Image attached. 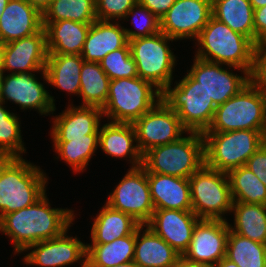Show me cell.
Returning <instances> with one entry per match:
<instances>
[{
	"mask_svg": "<svg viewBox=\"0 0 266 267\" xmlns=\"http://www.w3.org/2000/svg\"><path fill=\"white\" fill-rule=\"evenodd\" d=\"M130 16L131 18L133 17L132 24L137 31L126 29L124 27L128 41L160 32V19H158L149 9L143 7L139 2L128 11L124 20Z\"/></svg>",
	"mask_w": 266,
	"mask_h": 267,
	"instance_id": "39",
	"label": "cell"
},
{
	"mask_svg": "<svg viewBox=\"0 0 266 267\" xmlns=\"http://www.w3.org/2000/svg\"><path fill=\"white\" fill-rule=\"evenodd\" d=\"M46 174L22 157L0 158V219L29 207L46 193Z\"/></svg>",
	"mask_w": 266,
	"mask_h": 267,
	"instance_id": "3",
	"label": "cell"
},
{
	"mask_svg": "<svg viewBox=\"0 0 266 267\" xmlns=\"http://www.w3.org/2000/svg\"><path fill=\"white\" fill-rule=\"evenodd\" d=\"M8 2H9V0H0V17L2 15L4 9L6 8Z\"/></svg>",
	"mask_w": 266,
	"mask_h": 267,
	"instance_id": "51",
	"label": "cell"
},
{
	"mask_svg": "<svg viewBox=\"0 0 266 267\" xmlns=\"http://www.w3.org/2000/svg\"><path fill=\"white\" fill-rule=\"evenodd\" d=\"M255 45L266 41V6L254 9Z\"/></svg>",
	"mask_w": 266,
	"mask_h": 267,
	"instance_id": "43",
	"label": "cell"
},
{
	"mask_svg": "<svg viewBox=\"0 0 266 267\" xmlns=\"http://www.w3.org/2000/svg\"><path fill=\"white\" fill-rule=\"evenodd\" d=\"M138 2L149 9L158 19H161L176 0H138Z\"/></svg>",
	"mask_w": 266,
	"mask_h": 267,
	"instance_id": "44",
	"label": "cell"
},
{
	"mask_svg": "<svg viewBox=\"0 0 266 267\" xmlns=\"http://www.w3.org/2000/svg\"><path fill=\"white\" fill-rule=\"evenodd\" d=\"M262 145L265 147L266 149V130L265 132L262 134Z\"/></svg>",
	"mask_w": 266,
	"mask_h": 267,
	"instance_id": "52",
	"label": "cell"
},
{
	"mask_svg": "<svg viewBox=\"0 0 266 267\" xmlns=\"http://www.w3.org/2000/svg\"><path fill=\"white\" fill-rule=\"evenodd\" d=\"M224 64L198 59L194 56L188 74L204 89L213 103L219 106L235 96L253 77L249 73L242 76L233 74ZM223 67V68H222Z\"/></svg>",
	"mask_w": 266,
	"mask_h": 267,
	"instance_id": "16",
	"label": "cell"
},
{
	"mask_svg": "<svg viewBox=\"0 0 266 267\" xmlns=\"http://www.w3.org/2000/svg\"><path fill=\"white\" fill-rule=\"evenodd\" d=\"M83 62L82 56L77 54H48L42 78L62 91L79 96Z\"/></svg>",
	"mask_w": 266,
	"mask_h": 267,
	"instance_id": "27",
	"label": "cell"
},
{
	"mask_svg": "<svg viewBox=\"0 0 266 267\" xmlns=\"http://www.w3.org/2000/svg\"><path fill=\"white\" fill-rule=\"evenodd\" d=\"M30 5L36 7L41 13L50 5L52 0H26Z\"/></svg>",
	"mask_w": 266,
	"mask_h": 267,
	"instance_id": "46",
	"label": "cell"
},
{
	"mask_svg": "<svg viewBox=\"0 0 266 267\" xmlns=\"http://www.w3.org/2000/svg\"><path fill=\"white\" fill-rule=\"evenodd\" d=\"M55 152L71 166L74 172H83L99 146V134H87V138L53 142Z\"/></svg>",
	"mask_w": 266,
	"mask_h": 267,
	"instance_id": "36",
	"label": "cell"
},
{
	"mask_svg": "<svg viewBox=\"0 0 266 267\" xmlns=\"http://www.w3.org/2000/svg\"><path fill=\"white\" fill-rule=\"evenodd\" d=\"M199 220L193 211L155 209L145 225L182 256L191 242Z\"/></svg>",
	"mask_w": 266,
	"mask_h": 267,
	"instance_id": "19",
	"label": "cell"
},
{
	"mask_svg": "<svg viewBox=\"0 0 266 267\" xmlns=\"http://www.w3.org/2000/svg\"><path fill=\"white\" fill-rule=\"evenodd\" d=\"M253 15L249 0H212V16L255 44Z\"/></svg>",
	"mask_w": 266,
	"mask_h": 267,
	"instance_id": "30",
	"label": "cell"
},
{
	"mask_svg": "<svg viewBox=\"0 0 266 267\" xmlns=\"http://www.w3.org/2000/svg\"><path fill=\"white\" fill-rule=\"evenodd\" d=\"M265 131L234 130L228 132H204L205 165L228 173L240 166L262 145Z\"/></svg>",
	"mask_w": 266,
	"mask_h": 267,
	"instance_id": "8",
	"label": "cell"
},
{
	"mask_svg": "<svg viewBox=\"0 0 266 267\" xmlns=\"http://www.w3.org/2000/svg\"><path fill=\"white\" fill-rule=\"evenodd\" d=\"M227 176L233 201L266 205L265 184L246 166L229 171Z\"/></svg>",
	"mask_w": 266,
	"mask_h": 267,
	"instance_id": "34",
	"label": "cell"
},
{
	"mask_svg": "<svg viewBox=\"0 0 266 267\" xmlns=\"http://www.w3.org/2000/svg\"><path fill=\"white\" fill-rule=\"evenodd\" d=\"M42 25L46 31L48 54L81 55L91 23L60 20Z\"/></svg>",
	"mask_w": 266,
	"mask_h": 267,
	"instance_id": "26",
	"label": "cell"
},
{
	"mask_svg": "<svg viewBox=\"0 0 266 267\" xmlns=\"http://www.w3.org/2000/svg\"><path fill=\"white\" fill-rule=\"evenodd\" d=\"M212 16V0H176L160 19V31L176 40H196Z\"/></svg>",
	"mask_w": 266,
	"mask_h": 267,
	"instance_id": "13",
	"label": "cell"
},
{
	"mask_svg": "<svg viewBox=\"0 0 266 267\" xmlns=\"http://www.w3.org/2000/svg\"><path fill=\"white\" fill-rule=\"evenodd\" d=\"M0 101V158L22 157L26 152L21 136L20 118L6 110Z\"/></svg>",
	"mask_w": 266,
	"mask_h": 267,
	"instance_id": "37",
	"label": "cell"
},
{
	"mask_svg": "<svg viewBox=\"0 0 266 267\" xmlns=\"http://www.w3.org/2000/svg\"><path fill=\"white\" fill-rule=\"evenodd\" d=\"M128 42L119 21L96 19L90 25L81 56L85 62H100L108 53L123 48Z\"/></svg>",
	"mask_w": 266,
	"mask_h": 267,
	"instance_id": "22",
	"label": "cell"
},
{
	"mask_svg": "<svg viewBox=\"0 0 266 267\" xmlns=\"http://www.w3.org/2000/svg\"><path fill=\"white\" fill-rule=\"evenodd\" d=\"M47 56L46 31L43 27L34 35L5 44L1 73L41 72L45 69Z\"/></svg>",
	"mask_w": 266,
	"mask_h": 267,
	"instance_id": "18",
	"label": "cell"
},
{
	"mask_svg": "<svg viewBox=\"0 0 266 267\" xmlns=\"http://www.w3.org/2000/svg\"><path fill=\"white\" fill-rule=\"evenodd\" d=\"M141 224L131 215L104 204L91 228V244L111 243L115 239L131 235Z\"/></svg>",
	"mask_w": 266,
	"mask_h": 267,
	"instance_id": "28",
	"label": "cell"
},
{
	"mask_svg": "<svg viewBox=\"0 0 266 267\" xmlns=\"http://www.w3.org/2000/svg\"><path fill=\"white\" fill-rule=\"evenodd\" d=\"M42 28V13L36 7L26 0H9L0 17V41L29 37Z\"/></svg>",
	"mask_w": 266,
	"mask_h": 267,
	"instance_id": "21",
	"label": "cell"
},
{
	"mask_svg": "<svg viewBox=\"0 0 266 267\" xmlns=\"http://www.w3.org/2000/svg\"><path fill=\"white\" fill-rule=\"evenodd\" d=\"M171 267H206V266L194 263L192 261L187 260L183 256H180L178 260Z\"/></svg>",
	"mask_w": 266,
	"mask_h": 267,
	"instance_id": "45",
	"label": "cell"
},
{
	"mask_svg": "<svg viewBox=\"0 0 266 267\" xmlns=\"http://www.w3.org/2000/svg\"><path fill=\"white\" fill-rule=\"evenodd\" d=\"M266 130V91L252 79L235 96L215 109L205 132Z\"/></svg>",
	"mask_w": 266,
	"mask_h": 267,
	"instance_id": "4",
	"label": "cell"
},
{
	"mask_svg": "<svg viewBox=\"0 0 266 267\" xmlns=\"http://www.w3.org/2000/svg\"><path fill=\"white\" fill-rule=\"evenodd\" d=\"M196 42V58L224 64L253 77L256 69V45L248 37L211 16Z\"/></svg>",
	"mask_w": 266,
	"mask_h": 267,
	"instance_id": "2",
	"label": "cell"
},
{
	"mask_svg": "<svg viewBox=\"0 0 266 267\" xmlns=\"http://www.w3.org/2000/svg\"><path fill=\"white\" fill-rule=\"evenodd\" d=\"M102 117V108L71 104L54 117L50 133L52 141L67 142L69 139L87 138V134H99Z\"/></svg>",
	"mask_w": 266,
	"mask_h": 267,
	"instance_id": "20",
	"label": "cell"
},
{
	"mask_svg": "<svg viewBox=\"0 0 266 267\" xmlns=\"http://www.w3.org/2000/svg\"><path fill=\"white\" fill-rule=\"evenodd\" d=\"M111 267H139V266L134 261H131V262L119 264L118 266L115 265Z\"/></svg>",
	"mask_w": 266,
	"mask_h": 267,
	"instance_id": "50",
	"label": "cell"
},
{
	"mask_svg": "<svg viewBox=\"0 0 266 267\" xmlns=\"http://www.w3.org/2000/svg\"><path fill=\"white\" fill-rule=\"evenodd\" d=\"M96 19V0H52L42 13V23L60 20L93 23Z\"/></svg>",
	"mask_w": 266,
	"mask_h": 267,
	"instance_id": "33",
	"label": "cell"
},
{
	"mask_svg": "<svg viewBox=\"0 0 266 267\" xmlns=\"http://www.w3.org/2000/svg\"><path fill=\"white\" fill-rule=\"evenodd\" d=\"M32 72L8 74L2 73L0 101H12L22 110L36 109L41 115H50L55 111V99L43 83L39 82Z\"/></svg>",
	"mask_w": 266,
	"mask_h": 267,
	"instance_id": "14",
	"label": "cell"
},
{
	"mask_svg": "<svg viewBox=\"0 0 266 267\" xmlns=\"http://www.w3.org/2000/svg\"><path fill=\"white\" fill-rule=\"evenodd\" d=\"M100 65L110 80L137 77V66L132 57L129 42L120 49L108 53Z\"/></svg>",
	"mask_w": 266,
	"mask_h": 267,
	"instance_id": "38",
	"label": "cell"
},
{
	"mask_svg": "<svg viewBox=\"0 0 266 267\" xmlns=\"http://www.w3.org/2000/svg\"><path fill=\"white\" fill-rule=\"evenodd\" d=\"M161 97L162 92L158 88L139 76L110 80L109 94L102 108L103 116L110 118V122L133 124Z\"/></svg>",
	"mask_w": 266,
	"mask_h": 267,
	"instance_id": "6",
	"label": "cell"
},
{
	"mask_svg": "<svg viewBox=\"0 0 266 267\" xmlns=\"http://www.w3.org/2000/svg\"><path fill=\"white\" fill-rule=\"evenodd\" d=\"M148 182L155 209L192 211L188 178L148 173Z\"/></svg>",
	"mask_w": 266,
	"mask_h": 267,
	"instance_id": "24",
	"label": "cell"
},
{
	"mask_svg": "<svg viewBox=\"0 0 266 267\" xmlns=\"http://www.w3.org/2000/svg\"><path fill=\"white\" fill-rule=\"evenodd\" d=\"M169 84L163 91L161 100L180 118L188 132L204 133L210 127L216 105L209 98L200 83L188 73L182 80Z\"/></svg>",
	"mask_w": 266,
	"mask_h": 267,
	"instance_id": "7",
	"label": "cell"
},
{
	"mask_svg": "<svg viewBox=\"0 0 266 267\" xmlns=\"http://www.w3.org/2000/svg\"><path fill=\"white\" fill-rule=\"evenodd\" d=\"M99 147L108 156L129 158L131 168L142 166L143 154L138 148L135 128L131 123L109 121L104 124L100 127Z\"/></svg>",
	"mask_w": 266,
	"mask_h": 267,
	"instance_id": "23",
	"label": "cell"
},
{
	"mask_svg": "<svg viewBox=\"0 0 266 267\" xmlns=\"http://www.w3.org/2000/svg\"><path fill=\"white\" fill-rule=\"evenodd\" d=\"M138 0H96L97 20H122Z\"/></svg>",
	"mask_w": 266,
	"mask_h": 267,
	"instance_id": "40",
	"label": "cell"
},
{
	"mask_svg": "<svg viewBox=\"0 0 266 267\" xmlns=\"http://www.w3.org/2000/svg\"><path fill=\"white\" fill-rule=\"evenodd\" d=\"M4 50H5V44L2 41H0V73L3 67Z\"/></svg>",
	"mask_w": 266,
	"mask_h": 267,
	"instance_id": "49",
	"label": "cell"
},
{
	"mask_svg": "<svg viewBox=\"0 0 266 267\" xmlns=\"http://www.w3.org/2000/svg\"><path fill=\"white\" fill-rule=\"evenodd\" d=\"M136 230L128 236L106 244H86L88 267H111L131 262L134 258Z\"/></svg>",
	"mask_w": 266,
	"mask_h": 267,
	"instance_id": "29",
	"label": "cell"
},
{
	"mask_svg": "<svg viewBox=\"0 0 266 267\" xmlns=\"http://www.w3.org/2000/svg\"><path fill=\"white\" fill-rule=\"evenodd\" d=\"M229 230L227 220L200 219L194 228L191 242L182 256L206 267L216 265L226 257Z\"/></svg>",
	"mask_w": 266,
	"mask_h": 267,
	"instance_id": "15",
	"label": "cell"
},
{
	"mask_svg": "<svg viewBox=\"0 0 266 267\" xmlns=\"http://www.w3.org/2000/svg\"><path fill=\"white\" fill-rule=\"evenodd\" d=\"M137 144L144 154L149 149L179 140L188 131L180 118L162 100L133 123Z\"/></svg>",
	"mask_w": 266,
	"mask_h": 267,
	"instance_id": "12",
	"label": "cell"
},
{
	"mask_svg": "<svg viewBox=\"0 0 266 267\" xmlns=\"http://www.w3.org/2000/svg\"><path fill=\"white\" fill-rule=\"evenodd\" d=\"M68 231L29 246L26 250H34L24 256V263L40 267H63L76 262L86 265V244L78 237L67 235Z\"/></svg>",
	"mask_w": 266,
	"mask_h": 267,
	"instance_id": "17",
	"label": "cell"
},
{
	"mask_svg": "<svg viewBox=\"0 0 266 267\" xmlns=\"http://www.w3.org/2000/svg\"><path fill=\"white\" fill-rule=\"evenodd\" d=\"M253 9L261 8L266 6V0H249Z\"/></svg>",
	"mask_w": 266,
	"mask_h": 267,
	"instance_id": "48",
	"label": "cell"
},
{
	"mask_svg": "<svg viewBox=\"0 0 266 267\" xmlns=\"http://www.w3.org/2000/svg\"><path fill=\"white\" fill-rule=\"evenodd\" d=\"M173 40L161 31L129 40L138 76L161 92L173 82V69L177 60L168 46V41Z\"/></svg>",
	"mask_w": 266,
	"mask_h": 267,
	"instance_id": "9",
	"label": "cell"
},
{
	"mask_svg": "<svg viewBox=\"0 0 266 267\" xmlns=\"http://www.w3.org/2000/svg\"><path fill=\"white\" fill-rule=\"evenodd\" d=\"M74 217L73 210L51 208L45 193L29 207L5 214L0 219V231L11 237L14 254L22 253L37 242L62 235Z\"/></svg>",
	"mask_w": 266,
	"mask_h": 267,
	"instance_id": "1",
	"label": "cell"
},
{
	"mask_svg": "<svg viewBox=\"0 0 266 267\" xmlns=\"http://www.w3.org/2000/svg\"><path fill=\"white\" fill-rule=\"evenodd\" d=\"M245 166L266 186V149L263 145L246 161Z\"/></svg>",
	"mask_w": 266,
	"mask_h": 267,
	"instance_id": "41",
	"label": "cell"
},
{
	"mask_svg": "<svg viewBox=\"0 0 266 267\" xmlns=\"http://www.w3.org/2000/svg\"><path fill=\"white\" fill-rule=\"evenodd\" d=\"M106 204L131 215L141 225L151 218L155 208L151 199L148 173L140 166L128 172L109 194Z\"/></svg>",
	"mask_w": 266,
	"mask_h": 267,
	"instance_id": "11",
	"label": "cell"
},
{
	"mask_svg": "<svg viewBox=\"0 0 266 267\" xmlns=\"http://www.w3.org/2000/svg\"><path fill=\"white\" fill-rule=\"evenodd\" d=\"M159 145L143 154L142 167L147 173L189 178L205 164L204 137L199 132Z\"/></svg>",
	"mask_w": 266,
	"mask_h": 267,
	"instance_id": "5",
	"label": "cell"
},
{
	"mask_svg": "<svg viewBox=\"0 0 266 267\" xmlns=\"http://www.w3.org/2000/svg\"><path fill=\"white\" fill-rule=\"evenodd\" d=\"M212 267H239L236 263L230 261L228 258H222L216 265Z\"/></svg>",
	"mask_w": 266,
	"mask_h": 267,
	"instance_id": "47",
	"label": "cell"
},
{
	"mask_svg": "<svg viewBox=\"0 0 266 267\" xmlns=\"http://www.w3.org/2000/svg\"><path fill=\"white\" fill-rule=\"evenodd\" d=\"M108 75L102 69L100 62H83L80 73L81 106L103 108L109 94Z\"/></svg>",
	"mask_w": 266,
	"mask_h": 267,
	"instance_id": "32",
	"label": "cell"
},
{
	"mask_svg": "<svg viewBox=\"0 0 266 267\" xmlns=\"http://www.w3.org/2000/svg\"><path fill=\"white\" fill-rule=\"evenodd\" d=\"M143 227H146L144 230ZM143 230V234H141ZM181 255L147 225L136 229L133 261L139 267H171Z\"/></svg>",
	"mask_w": 266,
	"mask_h": 267,
	"instance_id": "25",
	"label": "cell"
},
{
	"mask_svg": "<svg viewBox=\"0 0 266 267\" xmlns=\"http://www.w3.org/2000/svg\"><path fill=\"white\" fill-rule=\"evenodd\" d=\"M192 211L199 219L227 220L233 199L227 173L205 164L189 178Z\"/></svg>",
	"mask_w": 266,
	"mask_h": 267,
	"instance_id": "10",
	"label": "cell"
},
{
	"mask_svg": "<svg viewBox=\"0 0 266 267\" xmlns=\"http://www.w3.org/2000/svg\"><path fill=\"white\" fill-rule=\"evenodd\" d=\"M226 258L239 267H266V244L242 237L229 230Z\"/></svg>",
	"mask_w": 266,
	"mask_h": 267,
	"instance_id": "35",
	"label": "cell"
},
{
	"mask_svg": "<svg viewBox=\"0 0 266 267\" xmlns=\"http://www.w3.org/2000/svg\"><path fill=\"white\" fill-rule=\"evenodd\" d=\"M234 227L228 223L232 232L266 244V205L233 201Z\"/></svg>",
	"mask_w": 266,
	"mask_h": 267,
	"instance_id": "31",
	"label": "cell"
},
{
	"mask_svg": "<svg viewBox=\"0 0 266 267\" xmlns=\"http://www.w3.org/2000/svg\"><path fill=\"white\" fill-rule=\"evenodd\" d=\"M253 79L266 91V41L256 46V69Z\"/></svg>",
	"mask_w": 266,
	"mask_h": 267,
	"instance_id": "42",
	"label": "cell"
}]
</instances>
